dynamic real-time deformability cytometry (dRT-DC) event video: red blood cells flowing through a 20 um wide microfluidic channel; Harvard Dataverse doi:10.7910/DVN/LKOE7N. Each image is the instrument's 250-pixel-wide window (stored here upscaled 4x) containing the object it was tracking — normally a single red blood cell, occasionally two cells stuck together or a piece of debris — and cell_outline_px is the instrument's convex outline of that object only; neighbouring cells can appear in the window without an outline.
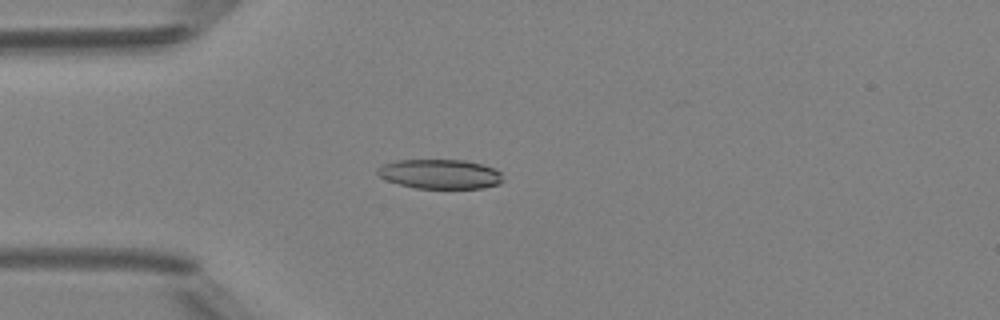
{"species": "Egyptian fruit bat (a non-hibernating species)", "species_latin": "Rousettus aegyptiacus", "temperature_condition": "room temperature", "stored_images_in_passage": 37, "camera_frame_rate_fps": 3000, "um_per_image_px": 0.085, "animal": {"sex": "female"}, "frame": {"image": 1, "passage_image": 1, "time_ms": 0.0, "image_size_px": [1000, 320], "cell_outline_px": [[504, 180], [500, 184], [484, 188], [416, 188], [400, 184], [388, 180], [380, 176], [376, 172], [376, 168], [384, 164], [396, 160], [464, 160], [480, 164], [492, 168], [500, 172]], "centroid_in_image_um": [37.41, 14.79], "position_along_channel_um": 47.6, "area_um2": 21.44}}
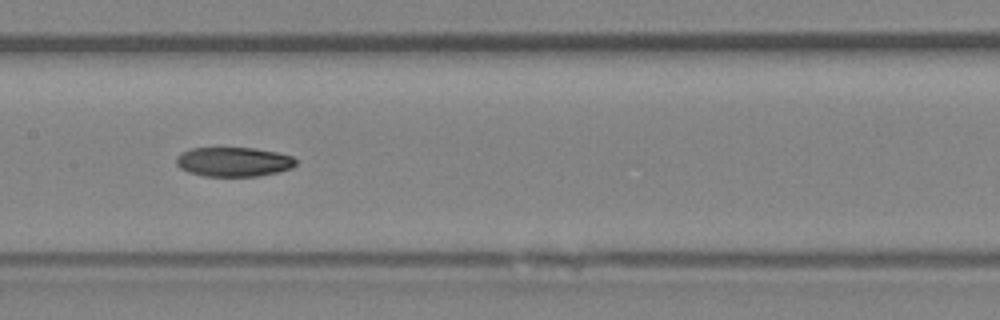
{"frame": {"image": 2, "passage_image": 12, "time_ms": 3.667, "image_size_px": [1000, 320], "cell_outline_px": [[296, 164], [292, 168], [276, 172], [256, 176], [204, 176], [188, 172], [180, 168], [176, 164], [176, 156], [180, 152], [192, 148], [256, 148], [276, 152], [292, 156], [296, 160]], "centroid_in_image_um": [19.83, 13.75], "position_along_channel_um": 187.6, "area_um2": 20.52}}
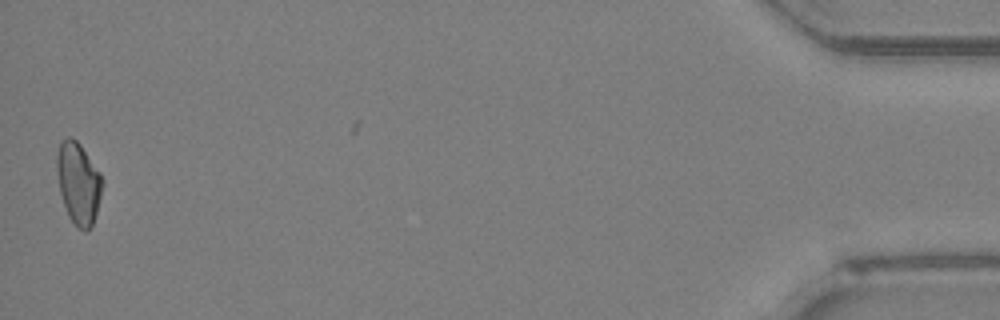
{"frame": {"image": 3, "passage_image": 36, "time_ms": 11.667, "image_size_px": [1000, 320], "cell_outline_px": [[104, 180], [96, 212], [92, 224], [88, 232], [84, 232], [68, 216], [60, 192], [56, 168], [56, 156], [60, 140], [68, 136], [72, 136], [80, 144], [100, 172]], "centroid_in_image_um": [6.65, 15.52], "position_along_channel_um": 428.5, "area_um2": 21.62}}